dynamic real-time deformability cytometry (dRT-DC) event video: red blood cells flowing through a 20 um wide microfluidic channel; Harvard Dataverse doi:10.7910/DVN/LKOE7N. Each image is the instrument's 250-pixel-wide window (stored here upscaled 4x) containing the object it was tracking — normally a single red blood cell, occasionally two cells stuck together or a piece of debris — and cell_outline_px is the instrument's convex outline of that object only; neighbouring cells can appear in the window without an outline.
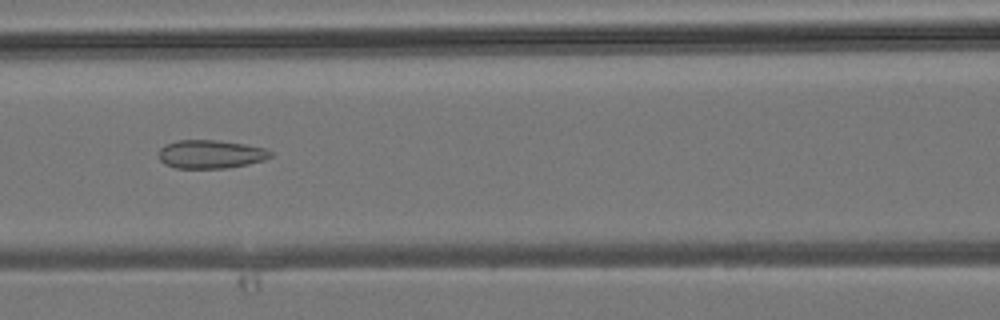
{"species": "common noctule bat (a hibernating species)", "species_latin": "Nyctalus noctula", "temperature_condition": "room temperature", "stored_images_in_passage": 31, "camera_frame_rate_fps": 3000, "um_per_image_px": 0.085, "animal": {"sex": "male", "body_mass_g": 19.2, "forearm_length_mm": 51.8}, "frame": {"image": 1, "passage_image": 6, "time_ms": 1.667, "image_size_px": [1000, 320], "cell_outline_px": [[272, 156], [264, 160], [248, 164], [224, 168], [176, 168], [164, 164], [160, 160], [160, 148], [164, 144], [180, 140], [216, 140], [244, 144], [264, 148], [272, 152]], "centroid_in_image_um": [17.9, 13.11], "position_along_channel_um": 148.7, "area_um2": 18.44}}
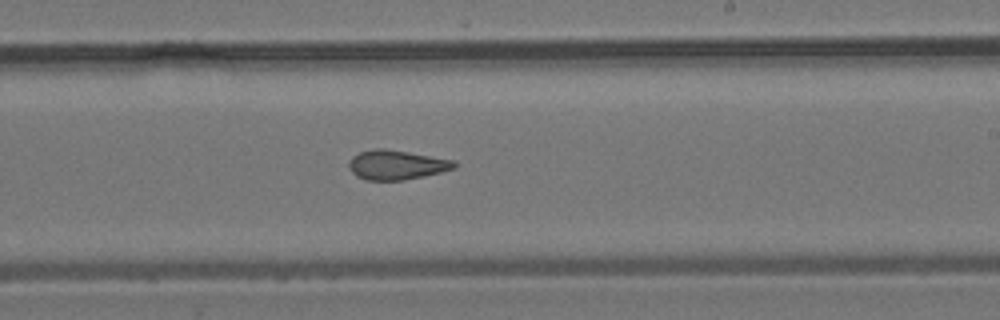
{"frame": {"image": 2, "passage_image": 13, "time_ms": 4.0, "image_size_px": [1000, 320], "cell_outline_px": [[456, 168], [424, 176], [404, 180], [368, 180], [356, 176], [348, 168], [348, 164], [352, 156], [360, 152], [376, 148], [384, 148], [456, 160]], "centroid_in_image_um": [33.7, 14.01], "position_along_channel_um": 255.3, "area_um2": 18.15}}
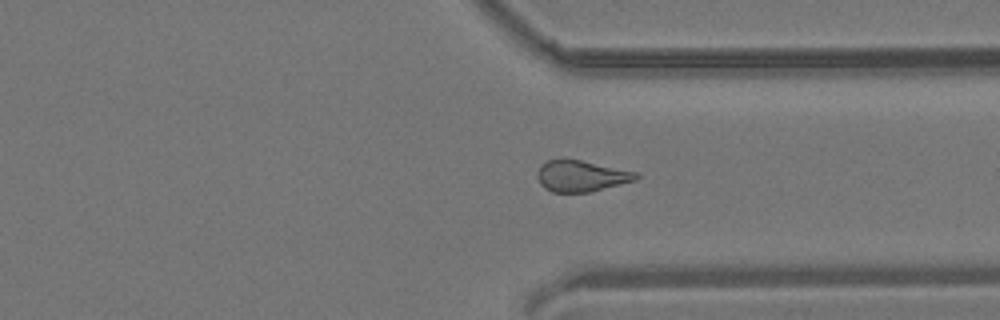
{"frame": {"image": 3, "passage_image": 20, "time_ms": 6.333, "image_size_px": [1000, 320], "cell_outline_px": [[640, 176], [636, 180], [588, 192], [552, 192], [544, 188], [540, 184], [536, 176], [536, 172], [540, 164], [548, 160], [580, 160], [640, 172]], "centroid_in_image_um": [49.4, 14.96], "position_along_channel_um": 362.0, "area_um2": 17.98}}